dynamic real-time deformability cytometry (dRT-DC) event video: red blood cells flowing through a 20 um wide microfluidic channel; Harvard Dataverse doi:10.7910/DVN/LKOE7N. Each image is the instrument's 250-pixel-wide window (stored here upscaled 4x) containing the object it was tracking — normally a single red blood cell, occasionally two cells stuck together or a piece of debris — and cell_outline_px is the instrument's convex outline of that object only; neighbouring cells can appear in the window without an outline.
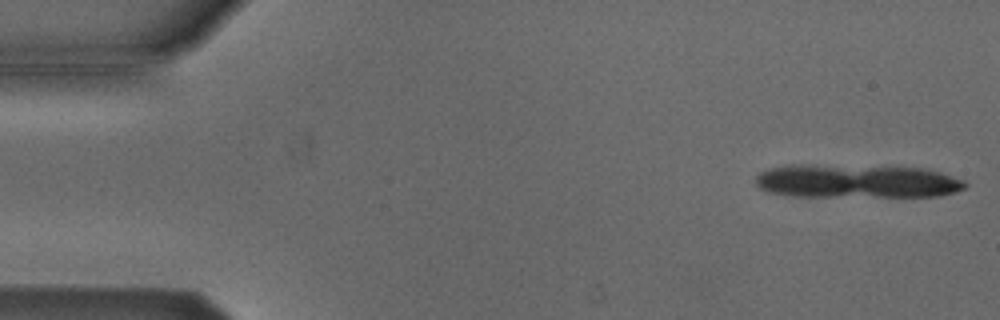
{"species": "Egyptian fruit bat (a non-hibernating species)", "species_latin": "Rousettus aegyptiacus", "temperature_condition": "cold", "stored_images_in_passage": 7, "camera_frame_rate_fps": 3000, "um_per_image_px": 0.085, "animal": {"sex": "male"}, "frame": {"image": 1, "passage_image": 1, "time_ms": 0.0, "image_size_px": [1000, 320], "cell_outline_px": [[968, 184], [964, 188], [956, 192], [940, 196], [784, 196], [764, 192], [756, 188], [756, 176], [760, 172], [772, 168], [800, 164], [920, 168], [940, 172], [964, 180]], "centroid_in_image_um": [72.76, 15.42], "position_along_channel_um": 12.2, "area_um2": 41.1}}